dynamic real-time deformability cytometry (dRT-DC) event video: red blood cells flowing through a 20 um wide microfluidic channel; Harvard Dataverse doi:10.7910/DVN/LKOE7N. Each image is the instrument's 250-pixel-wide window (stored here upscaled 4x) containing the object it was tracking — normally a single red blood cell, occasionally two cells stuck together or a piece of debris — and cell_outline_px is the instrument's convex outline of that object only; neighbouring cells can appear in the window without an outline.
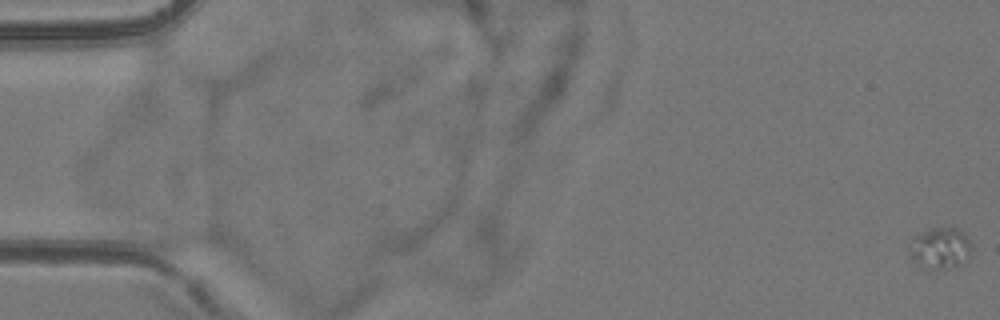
{"species": "common noctule bat (a hibernating species)", "species_latin": "Nyctalus noctula", "temperature_condition": "room temperature", "stored_images_in_passage": 56, "camera_frame_rate_fps": 3000, "um_per_image_px": 0.085, "animal": {"sex": "female", "body_mass_g": 24.6, "forearm_length_mm": 56.2}, "frame": {"image": 1, "passage_image": 1, "time_ms": 0.0, "image_size_px": [1000, 320], "cell_outline_px": [[972, 256], [968, 260], [960, 264], [948, 268], [920, 268], [908, 256], [908, 248], [916, 236], [928, 228], [952, 224], [960, 228], [964, 232], [972, 244]], "centroid_in_image_um": [79.95, 21.05], "position_along_channel_um": 5.0, "area_um2": 15.84}}
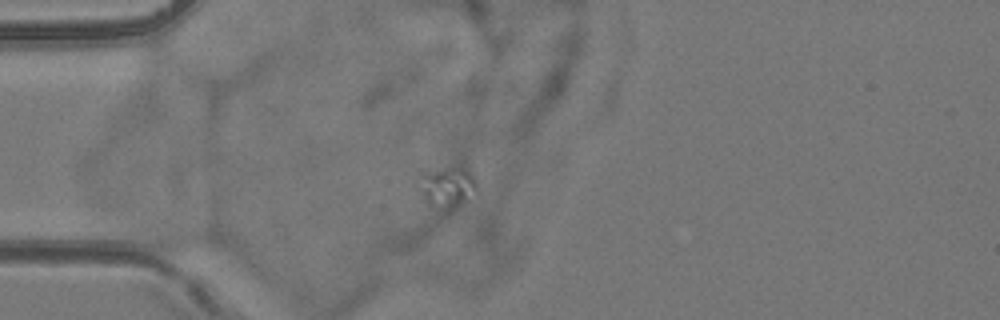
{"frame": {"image": 2, "passage_image": 17, "time_ms": 5.333, "image_size_px": [1000, 320], "cell_outline_px": [[480, 192], [476, 196], [448, 212], [432, 204], [420, 192], [424, 176], [440, 168], [468, 168], [472, 172], [476, 180]], "centroid_in_image_um": [38.22, 15.94], "position_along_channel_um": 46.8, "area_um2": 13.53}}